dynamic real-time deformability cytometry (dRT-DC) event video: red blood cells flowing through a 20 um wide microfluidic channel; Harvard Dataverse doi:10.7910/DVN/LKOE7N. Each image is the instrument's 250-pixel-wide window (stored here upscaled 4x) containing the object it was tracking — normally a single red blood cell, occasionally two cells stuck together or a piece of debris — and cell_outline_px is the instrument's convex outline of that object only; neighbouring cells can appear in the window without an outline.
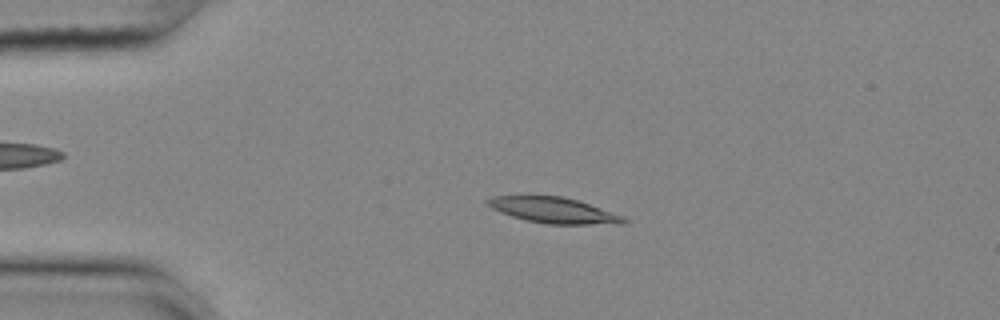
{"species": "common noctule bat (a hibernating species)", "species_latin": "Nyctalus noctula", "temperature_condition": "cold", "stored_images_in_passage": 46, "camera_frame_rate_fps": 3000, "um_per_image_px": 0.085, "animal": {"sex": "female", "body_mass_g": 25.1}, "frame": {"image": 1, "passage_image": 3, "time_ms": 0.667, "image_size_px": [1000, 320], "cell_outline_px": [[628, 224], [548, 224], [528, 220], [512, 216], [500, 212], [492, 208], [484, 200], [492, 196], [528, 192], [564, 196], [624, 216], [628, 220]], "centroid_in_image_um": [46.98, 17.81], "position_along_channel_um": 38.0, "area_um2": 21.27}}
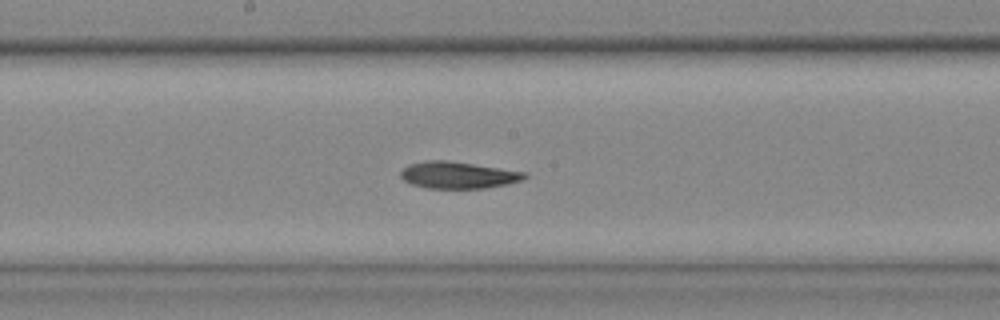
{"frame": {"image": 2, "passage_image": 20, "time_ms": 6.333, "image_size_px": [1000, 320], "cell_outline_px": [[528, 176], [524, 180], [508, 184], [484, 188], [428, 188], [412, 184], [404, 180], [400, 176], [400, 172], [408, 164], [424, 160], [448, 160], [524, 172]], "centroid_in_image_um": [38.92, 14.88], "position_along_channel_um": 209.3, "area_um2": 19.31}}
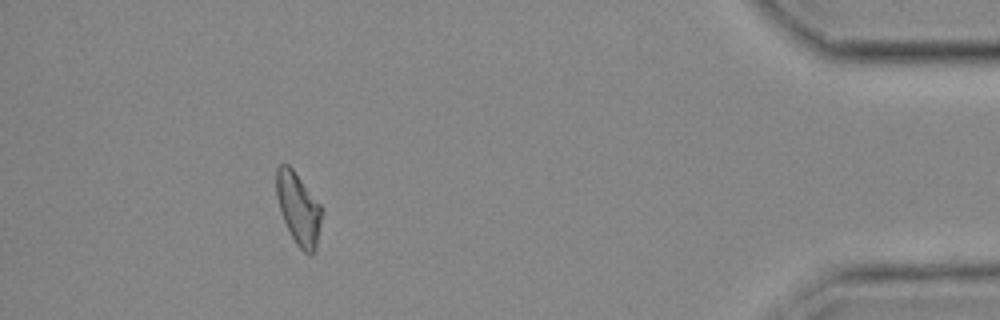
{"frame": {"image": 3, "passage_image": 41, "time_ms": 13.333, "image_size_px": [1000, 320], "cell_outline_px": [[324, 212], [316, 252], [312, 256], [304, 252], [296, 244], [280, 212], [276, 196], [276, 168], [280, 164], [288, 164], [292, 168], [320, 204]], "centroid_in_image_um": [25.4, 17.77], "position_along_channel_um": 409.8, "area_um2": 19.31}, "authors_computed_cell_mechanics": {"area_um2": 19.5075, "velocity_mm_per_s": 3.63, "shape_relaxation_time_tau1_ms": 5.1703, "shape_relaxation_time_tau2_ms": 7.2741, "deformation_change_tau1": 0.1388, "deformation_change_tau2": 0.1522}}